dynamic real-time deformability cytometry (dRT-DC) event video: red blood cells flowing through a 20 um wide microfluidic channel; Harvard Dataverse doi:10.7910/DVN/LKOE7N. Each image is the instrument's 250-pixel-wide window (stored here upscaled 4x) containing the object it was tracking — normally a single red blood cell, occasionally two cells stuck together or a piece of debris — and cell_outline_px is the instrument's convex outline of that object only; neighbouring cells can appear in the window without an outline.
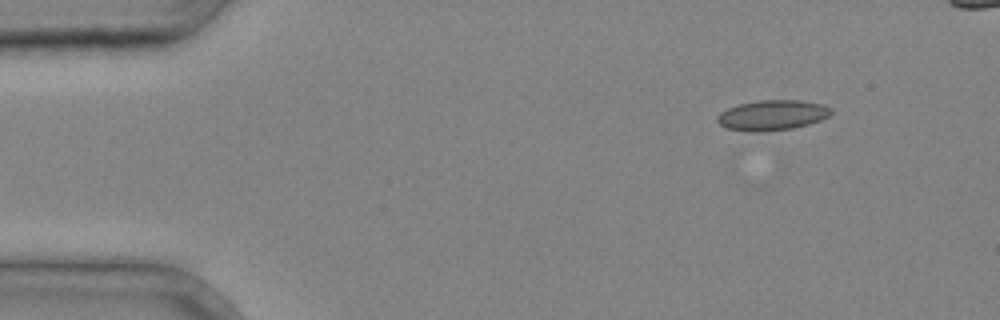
{"species": "common noctule bat (a hibernating species)", "species_latin": "Nyctalus noctula", "temperature_condition": "cold", "stored_images_in_passage": 3, "camera_frame_rate_fps": 3000, "um_per_image_px": 0.085, "animal": {"sex": "male", "body_mass_g": 20.4}, "frame": {"image": 1, "passage_image": 1, "time_ms": 0.0, "image_size_px": [1000, 320], "cell_outline_px": [[832, 112], [828, 116], [820, 120], [808, 124], [792, 128], [764, 132], [748, 132], [724, 128], [716, 120], [716, 116], [720, 112], [728, 108], [740, 104], [756, 100], [800, 100], [824, 104], [832, 108]], "centroid_in_image_um": [65.62, 9.79], "position_along_channel_um": 19.4, "area_um2": 20.29}}